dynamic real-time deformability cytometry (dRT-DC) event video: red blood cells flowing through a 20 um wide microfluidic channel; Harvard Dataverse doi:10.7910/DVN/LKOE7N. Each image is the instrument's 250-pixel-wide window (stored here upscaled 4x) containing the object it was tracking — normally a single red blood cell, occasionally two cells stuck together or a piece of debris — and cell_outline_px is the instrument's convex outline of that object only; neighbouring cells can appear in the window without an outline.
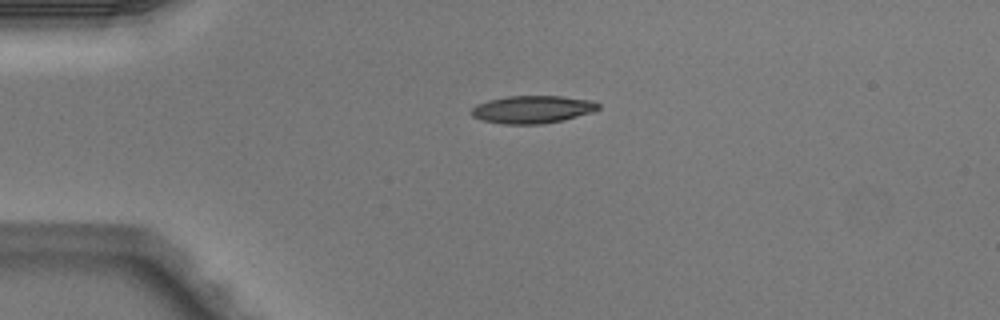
{"species": "Egyptian fruit bat (a non-hibernating species)", "species_latin": "Rousettus aegyptiacus", "temperature_condition": "warm", "stored_images_in_passage": 5, "camera_frame_rate_fps": 3000, "um_per_image_px": 0.085, "animal": {"sex": "male"}, "frame": {"image": 1, "passage_image": 1, "time_ms": 0.0, "image_size_px": [1000, 320], "cell_outline_px": [[600, 108], [592, 112], [564, 120], [540, 124], [504, 124], [484, 120], [472, 116], [472, 108], [476, 104], [488, 100], [508, 96], [560, 96], [592, 100], [600, 104]], "centroid_in_image_um": [45.28, 9.29], "position_along_channel_um": 39.7, "area_um2": 20.4}}
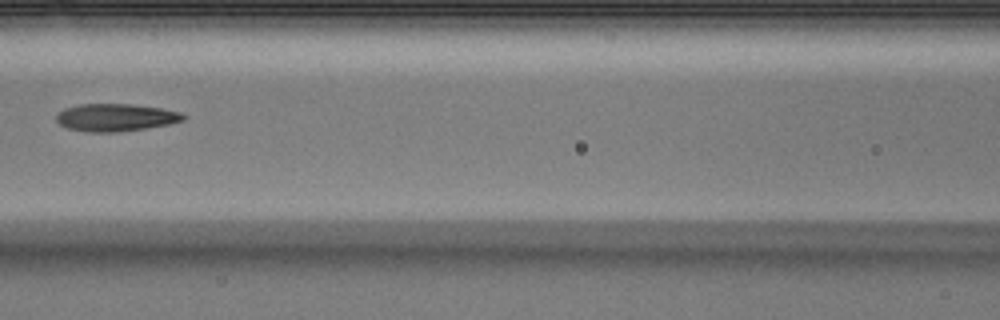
{"frame": {"image": 2, "passage_image": 4, "time_ms": 1.0, "image_size_px": [1000, 320], "cell_outline_px": [[184, 120], [168, 124], [144, 128], [116, 132], [88, 132], [68, 128], [60, 124], [56, 120], [56, 112], [64, 108], [80, 104], [132, 104], [160, 108], [180, 112], [184, 116]], "centroid_in_image_um": [9.77, 9.98], "position_along_channel_um": 156.8, "area_um2": 20.23}}
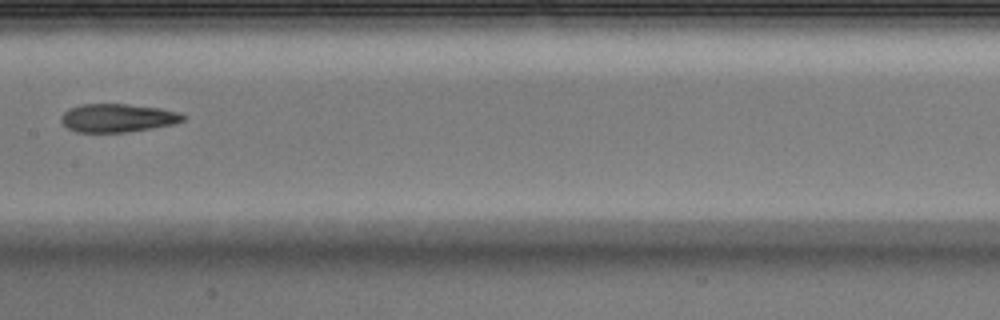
{"frame": {"image": 3, "passage_image": 5, "time_ms": 1.333, "image_size_px": [1000, 320], "cell_outline_px": [[184, 120], [172, 124], [128, 132], [76, 132], [68, 128], [60, 120], [60, 116], [68, 108], [80, 104], [128, 104], [160, 108], [176, 112], [184, 116]], "centroid_in_image_um": [9.93, 10.02], "position_along_channel_um": 197.5, "area_um2": 20.0}}